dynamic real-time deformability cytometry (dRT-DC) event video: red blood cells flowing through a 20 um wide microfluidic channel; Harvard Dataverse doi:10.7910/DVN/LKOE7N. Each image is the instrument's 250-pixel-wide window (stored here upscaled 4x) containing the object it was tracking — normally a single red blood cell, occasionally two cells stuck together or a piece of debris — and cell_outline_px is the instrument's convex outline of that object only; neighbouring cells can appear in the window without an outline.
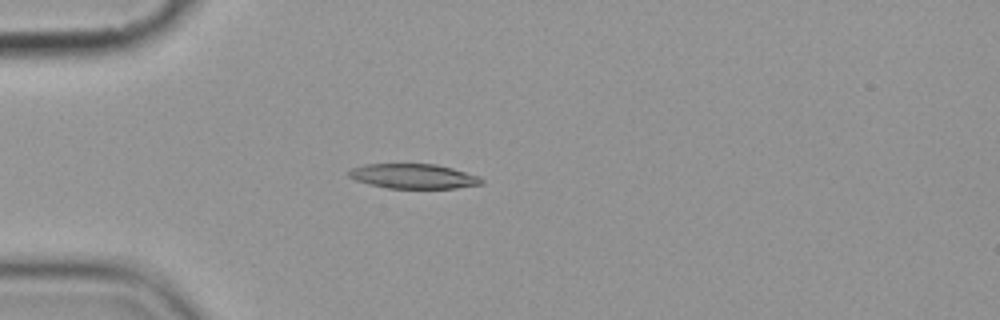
{"species": "common noctule bat (a hibernating species)", "species_latin": "Nyctalus noctula", "temperature_condition": "cold", "stored_images_in_passage": 3, "camera_frame_rate_fps": 3000, "um_per_image_px": 0.085, "animal": {"sex": "female", "body_mass_g": 19.9}, "frame": {"image": 1, "passage_image": 3, "time_ms": 3.0, "image_size_px": [1000, 320], "cell_outline_px": [[484, 184], [456, 188], [388, 188], [368, 184], [356, 180], [348, 176], [348, 172], [352, 168], [364, 164], [436, 164], [452, 168], [480, 176], [484, 180]], "centroid_in_image_um": [35.17, 14.98], "position_along_channel_um": 49.8, "area_um2": 19.19}}